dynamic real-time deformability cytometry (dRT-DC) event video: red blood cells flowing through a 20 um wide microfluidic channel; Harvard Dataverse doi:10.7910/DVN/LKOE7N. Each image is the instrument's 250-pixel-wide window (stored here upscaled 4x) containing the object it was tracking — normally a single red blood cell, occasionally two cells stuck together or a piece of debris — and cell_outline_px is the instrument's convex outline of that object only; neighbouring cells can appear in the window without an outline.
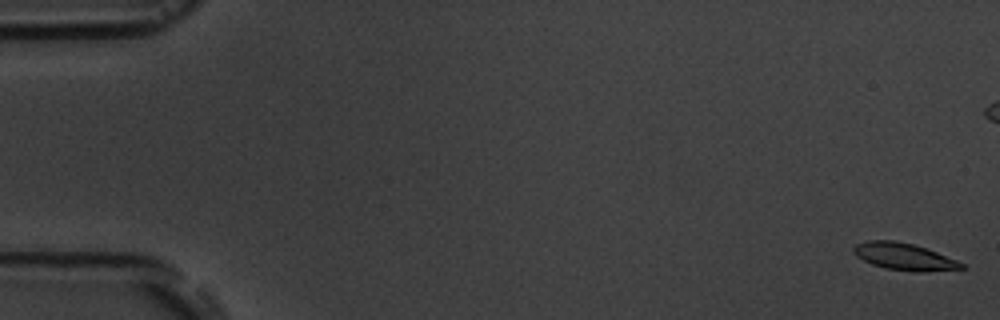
{"species": "common noctule bat (a hibernating species)", "species_latin": "Nyctalus noctula", "temperature_condition": "room temperature", "stored_images_in_passage": 17, "camera_frame_rate_fps": 3000, "um_per_image_px": 0.085, "animal": {"sex": "male", "body_mass_g": 19.5, "forearm_length_mm": 54.6}, "frame": {"image": 1, "passage_image": 1, "time_ms": 0.0, "image_size_px": [1000, 320], "cell_outline_px": [[964, 268], [920, 272], [888, 268], [872, 264], [856, 256], [852, 252], [852, 248], [856, 244], [868, 240], [896, 240], [912, 244], [936, 252], [956, 260], [964, 264]], "centroid_in_image_um": [76.8, 21.79], "position_along_channel_um": 8.2, "area_um2": 16.65}}
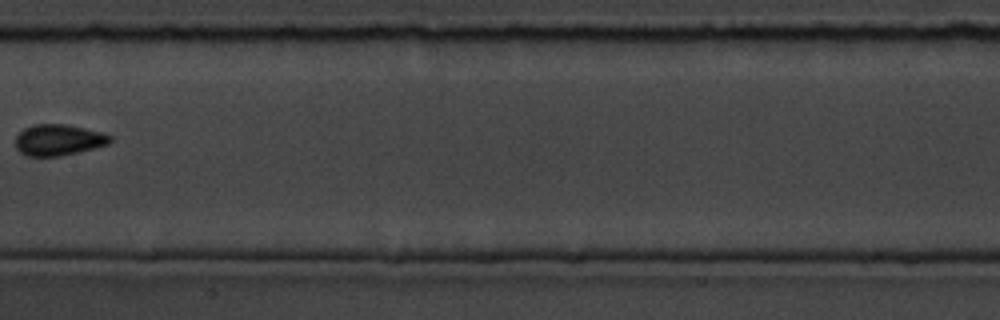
{"frame": {"image": 2, "passage_image": 10, "time_ms": 11.333, "image_size_px": [1000, 320], "cell_outline_px": [[112, 140], [108, 144], [60, 156], [28, 156], [20, 152], [16, 148], [16, 136], [24, 128], [32, 124], [64, 124], [104, 132], [112, 136]], "centroid_in_image_um": [4.97, 11.88], "position_along_channel_um": 202.4, "area_um2": 17.11}}
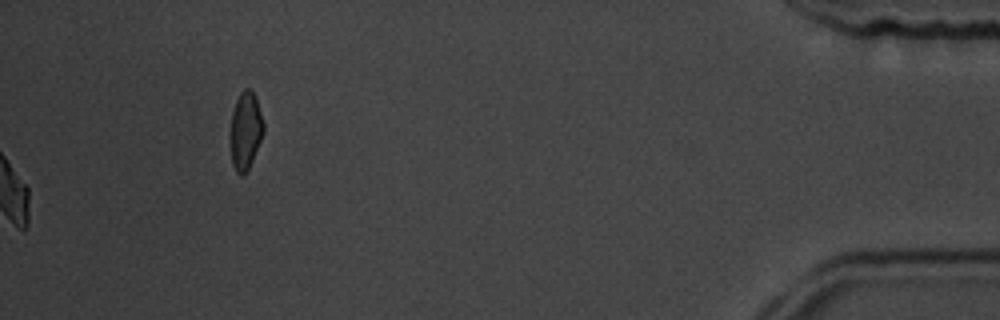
{"frame": {"image": 3, "passage_image": 17, "time_ms": 19.0, "image_size_px": [1000, 320], "cell_outline_px": [[264, 132], [252, 160], [244, 176], [240, 176], [236, 172], [232, 164], [232, 112], [236, 100], [240, 92], [244, 88], [248, 88], [252, 92], [256, 100], [264, 124]], "centroid_in_image_um": [20.88, 11.12], "position_along_channel_um": 414.3, "area_um2": 14.51}, "authors_computed_cell_mechanics": {"area_um2": 16.762, "velocity_mm_per_s": 3.6058, "shape_relaxation_time_tau1_ms": 2.0271, "shape_relaxation_time_tau2_ms": 3.7887, "deformation_change_tau1": 0.1607, "deformation_change_tau2": 0.0787}}